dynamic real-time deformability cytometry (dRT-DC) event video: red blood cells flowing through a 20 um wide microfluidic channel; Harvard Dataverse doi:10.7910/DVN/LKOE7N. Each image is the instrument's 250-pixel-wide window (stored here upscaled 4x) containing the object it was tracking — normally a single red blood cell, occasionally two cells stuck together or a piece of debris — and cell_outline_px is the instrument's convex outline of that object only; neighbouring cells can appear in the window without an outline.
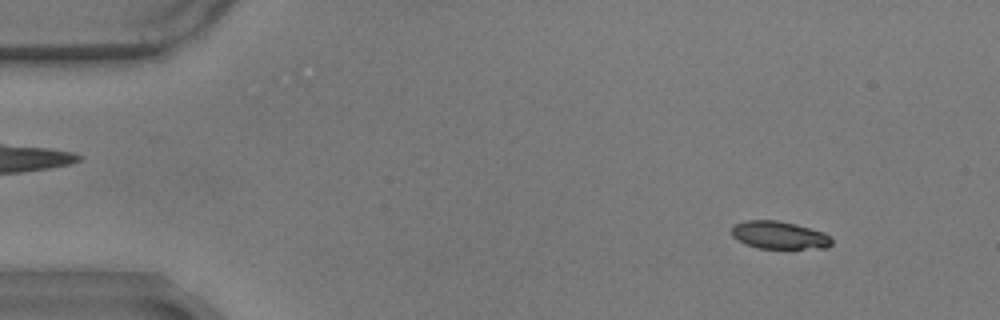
{"species": "common noctule bat (a hibernating species)", "species_latin": "Nyctalus noctula", "temperature_condition": "warm", "stored_images_in_passage": 57, "camera_frame_rate_fps": 3000, "um_per_image_px": 0.085, "animal": {"sex": "male", "body_mass_g": 17.9}, "frame": {"image": 1, "passage_image": 6, "time_ms": 1.667, "image_size_px": [1000, 320], "cell_outline_px": [[832, 244], [824, 248], [760, 248], [748, 244], [732, 236], [732, 224], [744, 220], [776, 220], [796, 224], [824, 232], [832, 236]], "centroid_in_image_um": [66.25, 19.97], "position_along_channel_um": 18.7, "area_um2": 16.13}}
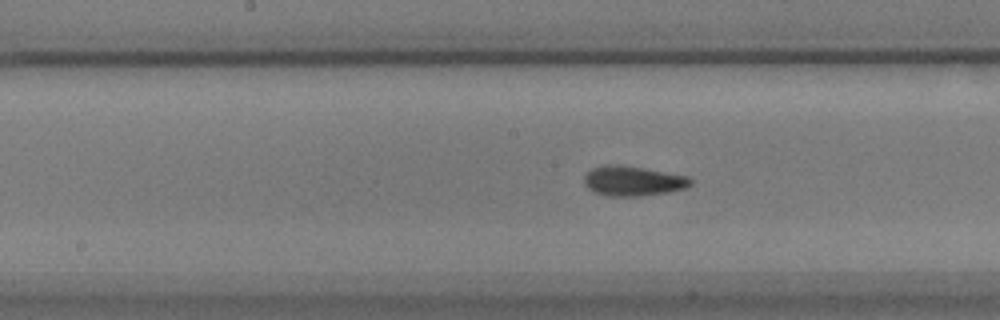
{"frame": {"image": 2, "passage_image": 29, "time_ms": 9.333, "image_size_px": [1000, 320], "cell_outline_px": [[692, 184], [684, 188], [668, 192], [640, 196], [608, 196], [592, 192], [584, 184], [584, 176], [592, 168], [604, 164], [616, 164], [688, 176], [692, 180]], "centroid_in_image_um": [53.75, 15.39], "position_along_channel_um": 194.4, "area_um2": 18.44}}
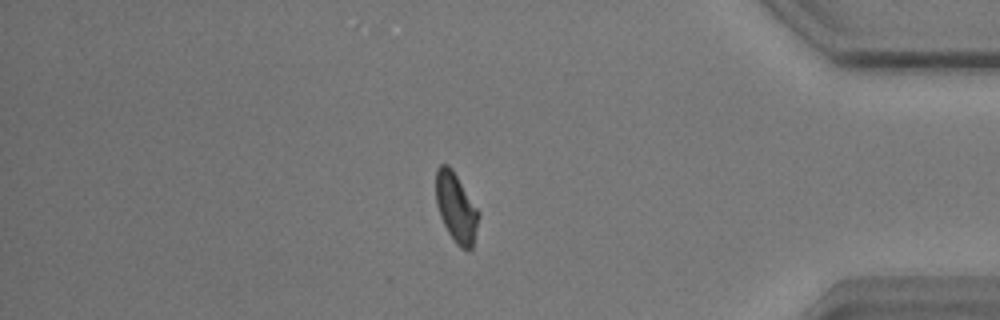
{"frame": {"image": 3, "passage_image": 49, "time_ms": 16.0, "image_size_px": [1000, 320], "cell_outline_px": [[480, 216], [472, 248], [468, 252], [460, 248], [456, 244], [448, 232], [440, 216], [436, 204], [436, 168], [440, 164], [448, 164], [452, 168], [480, 212]], "centroid_in_image_um": [38.78, 17.66], "position_along_channel_um": 396.4, "area_um2": 17.46}, "authors_computed_cell_mechanics": {"area_um2": 17.2244, "velocity_mm_per_s": 3.4958, "shape_relaxation_time_tau1_ms": 3.7356, "shape_relaxation_time_tau2_ms": 3.4656, "deformation_change_tau1": 0.1255, "deformation_change_tau2": 0.088}}